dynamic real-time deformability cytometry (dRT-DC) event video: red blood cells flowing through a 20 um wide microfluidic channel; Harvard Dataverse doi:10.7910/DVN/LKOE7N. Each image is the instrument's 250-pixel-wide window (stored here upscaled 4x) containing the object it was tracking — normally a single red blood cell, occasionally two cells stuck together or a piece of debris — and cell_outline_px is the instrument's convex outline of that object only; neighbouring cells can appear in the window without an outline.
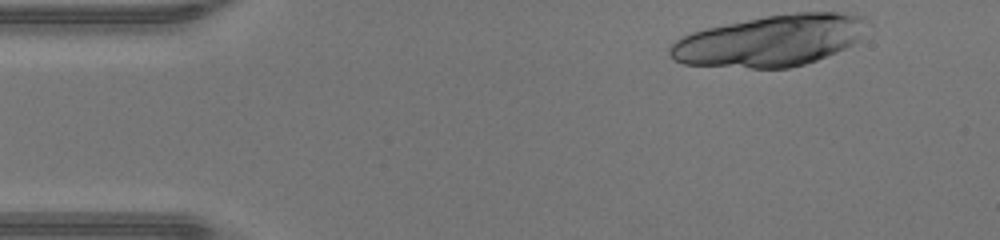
{"species": "human", "species_latin": "Homo sapiens", "temperature_condition": "warm", "stored_images_in_passage": 30, "camera_frame_rate_fps": 3000, "um_per_image_px": 0.085, "donor": {"sex": "male"}, "frame": {"image": 1, "passage_image": 1, "time_ms": 0.0, "image_size_px": [1000, 240], "cell_outline_px": [[872, 24], [860, 40], [836, 52], [816, 60], [804, 64], [788, 68], [752, 68], [684, 64], [672, 60], [668, 52], [668, 48], [676, 40], [692, 32], [704, 28], [768, 16], [796, 12], [848, 12], [864, 16]], "centroid_in_image_um": [65.55, 3.44], "position_along_channel_um": 19.5, "area_um2": 59.36}}
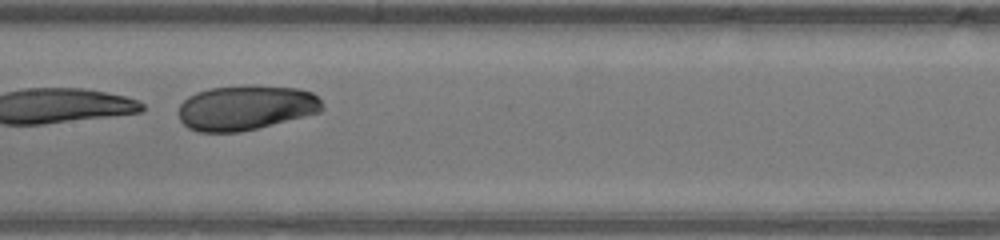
{"frame": {"image": 2, "passage_image": 19, "time_ms": 6.0, "image_size_px": [1000, 240], "cell_outline_px": [[324, 108], [320, 112], [240, 132], [200, 132], [188, 128], [180, 120], [180, 104], [188, 96], [196, 92], [212, 88], [248, 84], [296, 88], [312, 92], [320, 100]], "centroid_in_image_um": [20.88, 9.14], "position_along_channel_um": 186.5, "area_um2": 37.51}}